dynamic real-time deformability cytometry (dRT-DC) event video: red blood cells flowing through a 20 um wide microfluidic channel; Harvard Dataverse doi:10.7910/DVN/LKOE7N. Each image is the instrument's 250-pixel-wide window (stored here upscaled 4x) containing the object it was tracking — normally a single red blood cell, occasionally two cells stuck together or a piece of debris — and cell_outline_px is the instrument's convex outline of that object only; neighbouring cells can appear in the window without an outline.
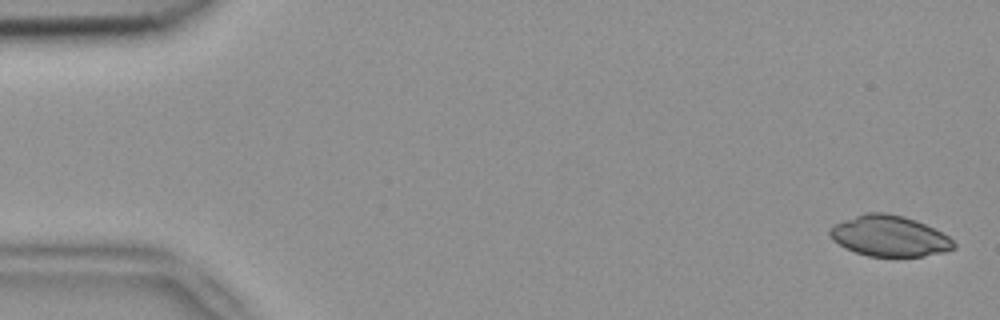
{"species": "common noctule bat (a hibernating species)", "species_latin": "Nyctalus noctula", "temperature_condition": "room temperature", "stored_images_in_passage": 5, "camera_frame_rate_fps": 3000, "um_per_image_px": 0.085, "animal": {"sex": "female", "body_mass_g": 18.4}, "frame": {"image": 1, "passage_image": 1, "time_ms": 0.0, "image_size_px": [1000, 320], "cell_outline_px": [[956, 248], [944, 252], [924, 256], [868, 256], [844, 248], [832, 240], [828, 232], [836, 224], [856, 216], [868, 212], [884, 212], [904, 216], [916, 220], [948, 236], [956, 244]], "centroid_in_image_um": [75.61, 20.07], "position_along_channel_um": 9.4, "area_um2": 29.19}}